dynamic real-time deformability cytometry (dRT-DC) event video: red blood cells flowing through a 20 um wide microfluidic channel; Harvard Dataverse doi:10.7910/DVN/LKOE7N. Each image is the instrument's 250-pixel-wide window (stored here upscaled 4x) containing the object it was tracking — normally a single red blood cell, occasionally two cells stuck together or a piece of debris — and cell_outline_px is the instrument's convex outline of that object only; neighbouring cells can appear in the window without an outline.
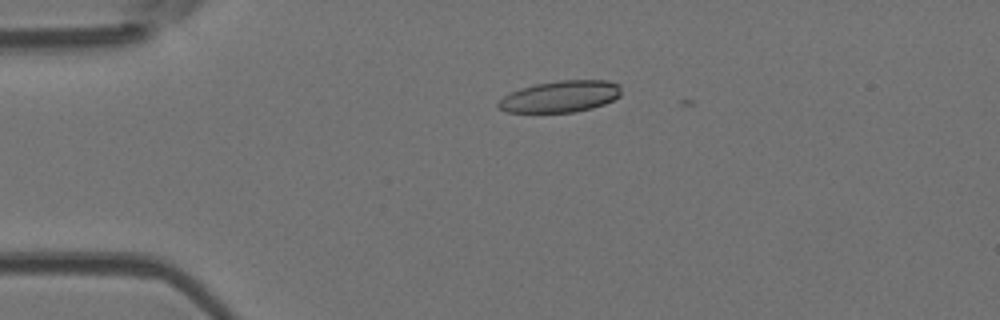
{"species": "Egyptian fruit bat (a non-hibernating species)", "species_latin": "Rousettus aegyptiacus", "temperature_condition": "room temperature", "stored_images_in_passage": 3, "camera_frame_rate_fps": 3000, "um_per_image_px": 0.085, "animal": {"sex": "female"}, "frame": {"image": 1, "passage_image": 2, "time_ms": 0.333, "image_size_px": [1000, 320], "cell_outline_px": [[620, 96], [604, 104], [592, 108], [576, 112], [504, 112], [496, 104], [496, 100], [520, 88], [536, 84], [560, 80], [608, 80], [620, 84]], "centroid_in_image_um": [47.62, 8.2], "position_along_channel_um": 37.4, "area_um2": 22.66}}